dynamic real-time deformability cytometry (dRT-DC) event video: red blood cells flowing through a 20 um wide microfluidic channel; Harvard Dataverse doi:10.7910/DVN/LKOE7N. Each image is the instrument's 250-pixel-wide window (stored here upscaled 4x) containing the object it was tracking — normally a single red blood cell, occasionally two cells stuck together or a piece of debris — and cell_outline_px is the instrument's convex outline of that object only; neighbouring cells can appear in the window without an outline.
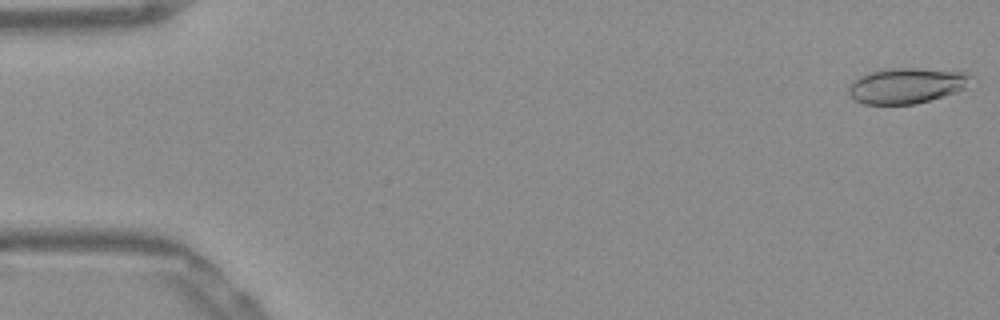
{"species": "Egyptian fruit bat (a non-hibernating species)", "species_latin": "Rousettus aegyptiacus", "temperature_condition": "warm", "stored_images_in_passage": 49, "camera_frame_rate_fps": 3000, "um_per_image_px": 0.085, "frame": {"image": 1, "passage_image": 1, "time_ms": 0.0, "image_size_px": [1000, 320], "cell_outline_px": [[972, 76], [964, 88], [956, 92], [916, 104], [864, 104], [856, 100], [848, 92], [848, 88], [860, 76], [884, 68], [920, 68], [968, 72]], "centroid_in_image_um": [77.08, 7.27], "position_along_channel_um": 7.9, "area_um2": 25.09}}
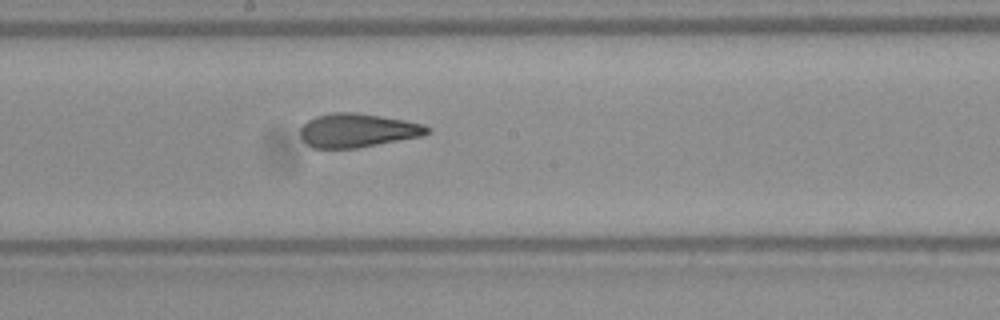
{"frame": {"image": 2, "passage_image": 28, "time_ms": 9.0, "image_size_px": [1000, 320], "cell_outline_px": [[432, 132], [424, 136], [356, 148], [312, 148], [300, 136], [300, 128], [308, 120], [316, 116], [332, 112], [356, 112], [404, 120], [424, 124], [432, 128]], "centroid_in_image_um": [30.43, 11.08], "position_along_channel_um": 217.8, "area_um2": 25.14}}
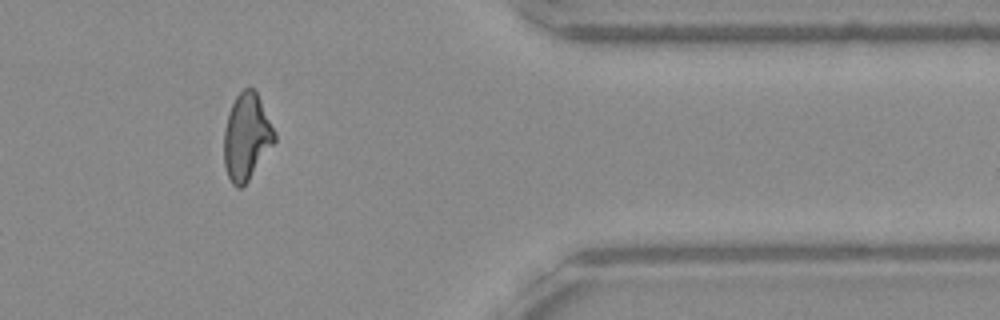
{"frame": {"image": 3, "passage_image": 43, "time_ms": 14.0, "image_size_px": [1000, 320], "cell_outline_px": [[276, 140], [248, 180], [240, 188], [236, 188], [232, 184], [228, 176], [224, 164], [224, 128], [228, 112], [236, 96], [244, 88], [252, 88], [256, 92], [276, 132]], "centroid_in_image_um": [20.94, 11.63], "position_along_channel_um": 390.5, "area_um2": 25.26}, "authors_computed_cell_mechanics": {"area_um2": 25.2586, "velocity_mm_per_s": 3.9005, "shape_relaxation_time_tau1_ms": null, "shape_relaxation_time_tau2_ms": 1.5848, "deformation_change_tau1": null, "deformation_change_tau2": 0.1036}}